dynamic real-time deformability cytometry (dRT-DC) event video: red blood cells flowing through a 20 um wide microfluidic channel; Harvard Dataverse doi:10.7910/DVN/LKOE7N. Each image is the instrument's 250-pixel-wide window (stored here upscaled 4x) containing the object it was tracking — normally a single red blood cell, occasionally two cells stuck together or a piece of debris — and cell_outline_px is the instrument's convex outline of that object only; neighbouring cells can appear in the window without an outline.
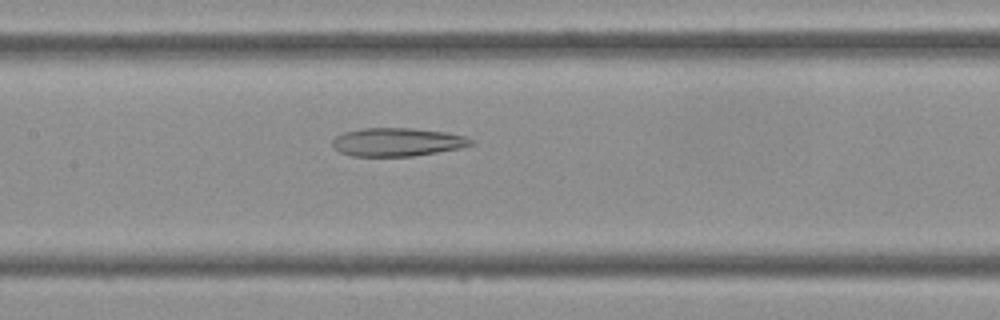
{"species": "Egyptian fruit bat (a non-hibernating species)", "species_latin": "Rousettus aegyptiacus", "temperature_condition": "cold", "stored_images_in_passage": 43, "camera_frame_rate_fps": 3000, "um_per_image_px": 0.085, "frame": {"image": 1, "passage_image": 20, "time_ms": 6.333, "image_size_px": [1000, 320], "cell_outline_px": [[472, 144], [460, 148], [412, 156], [352, 156], [340, 152], [332, 148], [332, 140], [336, 136], [344, 132], [364, 128], [412, 128], [448, 132], [464, 136], [472, 140]], "centroid_in_image_um": [33.73, 12.07], "position_along_channel_um": 173.7, "area_um2": 22.83}}
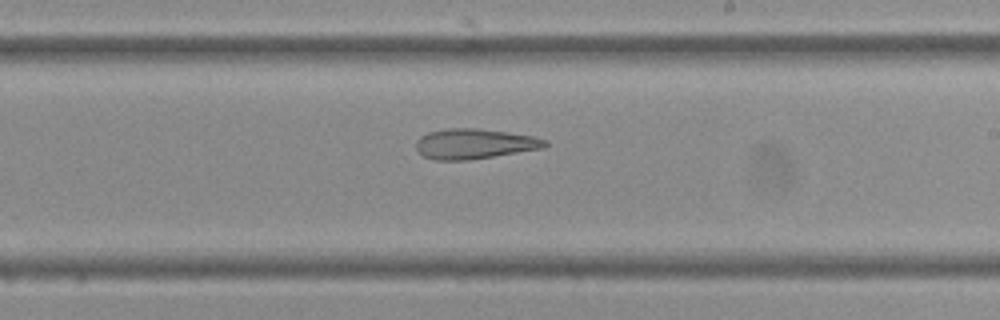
{"frame": {"image": 2, "passage_image": 25, "time_ms": 8.0, "image_size_px": [1000, 320], "cell_outline_px": [[548, 144], [544, 148], [468, 160], [436, 160], [424, 156], [416, 148], [416, 140], [420, 136], [428, 132], [448, 128], [476, 128], [508, 132], [532, 136], [548, 140]], "centroid_in_image_um": [40.32, 12.22], "position_along_channel_um": 248.7, "area_um2": 22.6}}
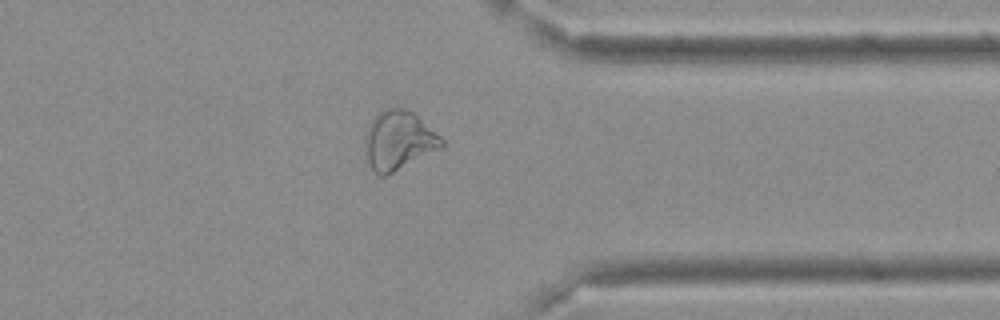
{"frame": {"image": 3, "passage_image": 34, "time_ms": 11.0, "image_size_px": [1000, 320], "cell_outline_px": [[444, 148], [384, 176], [380, 176], [372, 168], [368, 160], [364, 144], [364, 132], [372, 120], [380, 112], [388, 108], [400, 108], [412, 112], [440, 136], [444, 140]], "centroid_in_image_um": [33.89, 11.95], "position_along_channel_um": 377.5, "area_um2": 26.07}}